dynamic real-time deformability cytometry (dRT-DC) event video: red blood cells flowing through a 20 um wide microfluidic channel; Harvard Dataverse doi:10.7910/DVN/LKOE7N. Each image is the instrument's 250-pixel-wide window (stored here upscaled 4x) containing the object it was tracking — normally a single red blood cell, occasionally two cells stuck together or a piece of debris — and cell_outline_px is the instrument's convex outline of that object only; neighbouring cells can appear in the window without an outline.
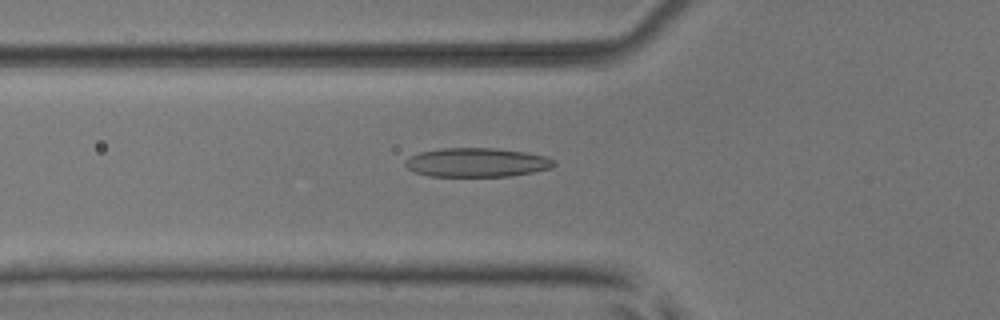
{"species": "common noctule bat (a hibernating species)", "species_latin": "Nyctalus noctula", "temperature_condition": "room temperature", "stored_images_in_passage": 46, "camera_frame_rate_fps": 3000, "um_per_image_px": 0.085, "animal": {"sex": "male", "body_mass_g": 17.9, "forearm_length_mm": 54.2}, "frame": {"image": 1, "passage_image": 12, "time_ms": 3.667, "image_size_px": [1000, 320], "cell_outline_px": [[556, 164], [552, 168], [512, 176], [428, 176], [416, 172], [408, 168], [404, 164], [404, 160], [408, 156], [420, 152], [440, 148], [496, 148], [524, 152], [548, 156], [556, 160]], "centroid_in_image_um": [40.54, 13.8], "position_along_channel_um": 85.3, "area_um2": 25.37}}
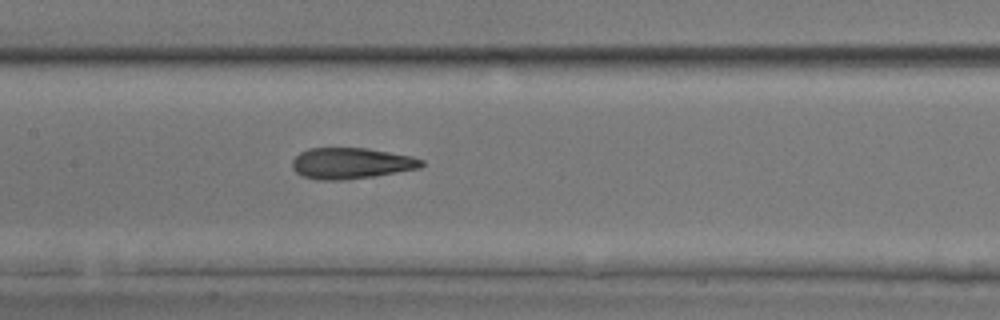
{"frame": {"image": 2, "passage_image": 19, "time_ms": 6.0, "image_size_px": [1000, 320], "cell_outline_px": [[424, 164], [420, 168], [372, 176], [344, 180], [316, 180], [304, 176], [296, 172], [292, 168], [292, 160], [300, 152], [308, 148], [368, 148], [412, 156], [424, 160]], "centroid_in_image_um": [29.83, 13.87], "position_along_channel_um": 177.6, "area_um2": 23.41}}
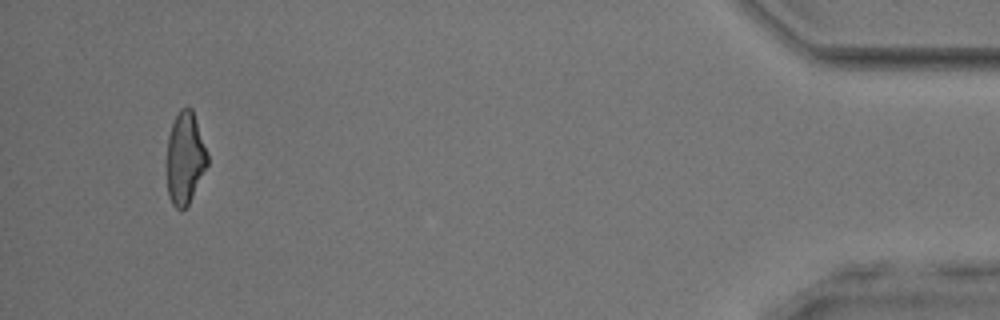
{"frame": {"image": 3, "passage_image": 43, "time_ms": 14.0, "image_size_px": [1000, 320], "cell_outline_px": [[208, 164], [188, 204], [180, 212], [172, 204], [168, 196], [168, 136], [172, 124], [180, 108], [192, 108], [208, 152]], "centroid_in_image_um": [15.74, 13.44], "position_along_channel_um": 419.5, "area_um2": 21.56}, "authors_computed_cell_mechanics": {"area_um2": 23.4668, "velocity_mm_per_s": 3.934, "shape_relaxation_time_tau1_ms": 9.4173, "shape_relaxation_time_tau2_ms": 1.7783, "deformation_change_tau1": 0.2609, "deformation_change_tau2": 0.1016}}